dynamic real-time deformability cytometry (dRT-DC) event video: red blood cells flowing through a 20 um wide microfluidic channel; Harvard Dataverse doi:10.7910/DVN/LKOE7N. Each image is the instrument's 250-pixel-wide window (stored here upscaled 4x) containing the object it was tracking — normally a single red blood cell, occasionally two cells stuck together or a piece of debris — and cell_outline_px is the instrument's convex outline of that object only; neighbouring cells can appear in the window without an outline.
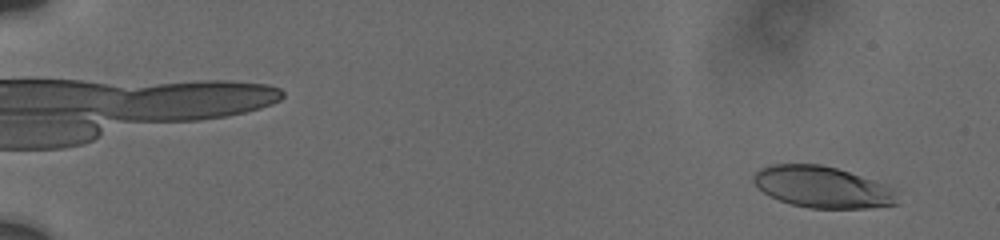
{"species": "human", "species_latin": "Homo sapiens", "temperature_condition": "cold", "stored_images_in_passage": 16, "camera_frame_rate_fps": 3000, "um_per_image_px": 0.085, "donor": {"sex": "male"}, "frame": {"image": 1, "passage_image": 1, "time_ms": 0.0, "image_size_px": [1000, 240], "cell_outline_px": [[900, 204], [868, 208], [808, 208], [792, 204], [780, 200], [756, 188], [752, 180], [752, 176], [760, 168], [772, 164], [820, 164], [836, 168], [884, 184], [892, 188], [896, 192]], "centroid_in_image_um": [69.89, 15.9], "position_along_channel_um": 15.1, "area_um2": 34.68}}
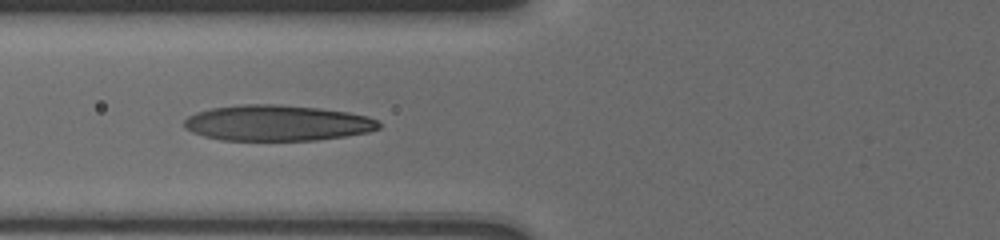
{"frame": {"image": 2, "passage_image": 14, "time_ms": 7.0, "image_size_px": [1000, 240], "cell_outline_px": [[380, 128], [368, 132], [344, 136], [316, 140], [220, 140], [204, 136], [192, 132], [184, 128], [184, 120], [188, 116], [196, 112], [212, 108], [240, 104], [280, 104], [316, 108], [348, 112], [368, 116], [376, 120], [380, 124]], "centroid_in_image_um": [23.53, 10.45], "position_along_channel_um": 102.3, "area_um2": 40.58}}
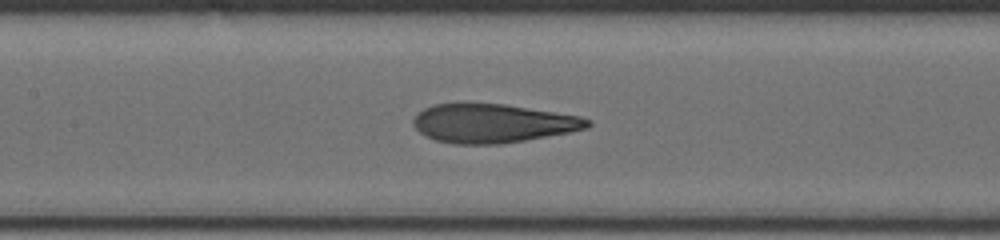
{"frame": {"image": 3, "passage_image": 16, "time_ms": 8.667, "image_size_px": [1000, 240], "cell_outline_px": [[592, 124], [588, 128], [568, 132], [524, 140], [500, 144], [452, 144], [436, 140], [424, 136], [412, 124], [412, 120], [424, 108], [432, 104], [464, 100], [504, 104], [580, 116], [592, 120]], "centroid_in_image_um": [41.82, 10.44], "position_along_channel_um": 165.6, "area_um2": 40.17}}